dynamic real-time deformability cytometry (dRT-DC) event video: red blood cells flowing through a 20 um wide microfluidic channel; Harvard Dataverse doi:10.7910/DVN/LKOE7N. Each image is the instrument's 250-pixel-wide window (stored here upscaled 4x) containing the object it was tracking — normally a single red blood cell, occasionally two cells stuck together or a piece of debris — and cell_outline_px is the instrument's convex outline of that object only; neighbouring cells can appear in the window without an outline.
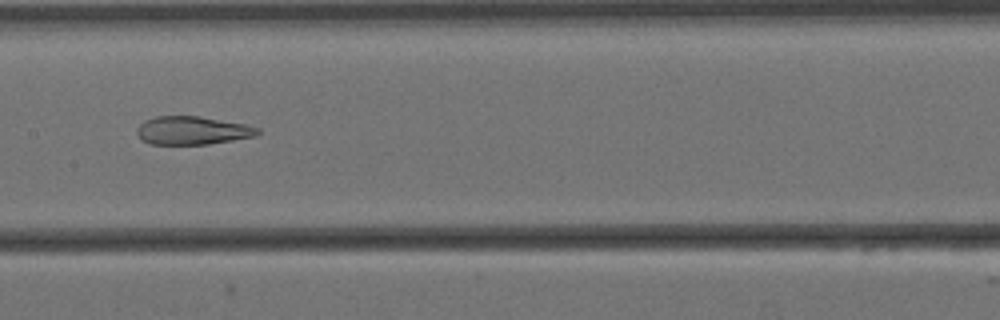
{"species": "Egyptian fruit bat (a non-hibernating species)", "species_latin": "Rousettus aegyptiacus", "temperature_condition": "cold", "stored_images_in_passage": 7, "camera_frame_rate_fps": 3000, "um_per_image_px": 0.085, "animal": {"sex": "female"}, "frame": {"image": 1, "passage_image": 6, "time_ms": 1.667, "image_size_px": [1000, 320], "cell_outline_px": [[260, 132], [256, 136], [208, 144], [152, 144], [144, 140], [136, 132], [136, 128], [144, 120], [156, 116], [200, 116], [248, 124], [260, 128]], "centroid_in_image_um": [16.39, 11.08], "position_along_channel_um": 191.0, "area_um2": 19.94}}
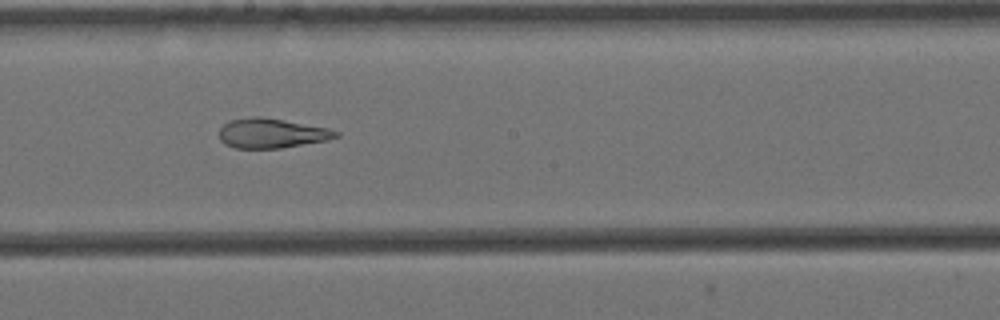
{"frame": {"image": 2, "passage_image": 7, "time_ms": 2.0, "image_size_px": [1000, 320], "cell_outline_px": [[340, 136], [328, 140], [280, 148], [236, 148], [224, 144], [220, 140], [220, 128], [228, 120], [256, 116], [260, 116], [328, 128], [340, 132]], "centroid_in_image_um": [23.08, 11.32], "position_along_channel_um": 225.1, "area_um2": 20.11}}